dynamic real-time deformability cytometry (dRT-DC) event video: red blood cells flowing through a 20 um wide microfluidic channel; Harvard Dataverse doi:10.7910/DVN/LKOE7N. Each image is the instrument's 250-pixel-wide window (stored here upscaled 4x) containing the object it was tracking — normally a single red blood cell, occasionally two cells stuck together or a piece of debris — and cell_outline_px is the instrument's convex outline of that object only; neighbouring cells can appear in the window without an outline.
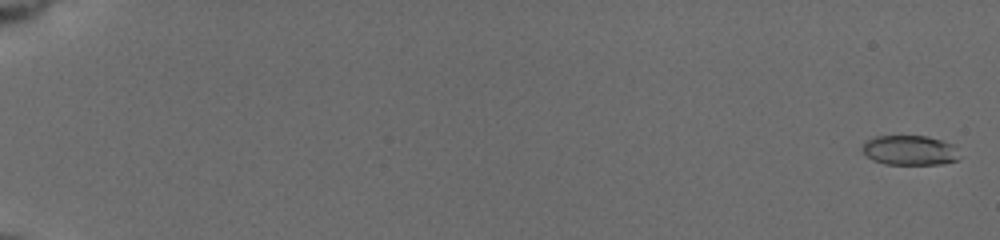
{"species": "common noctule bat (a hibernating species)", "species_latin": "Nyctalus noctula", "temperature_condition": "cold", "stored_images_in_passage": 58, "camera_frame_rate_fps": 3000, "um_per_image_px": 0.085, "animal": {"sex": "female", "body_mass_g": 19.5, "forearm_length_mm": 54.1}, "frame": {"image": 1, "passage_image": 2, "time_ms": 0.333, "image_size_px": [1000, 240], "cell_outline_px": [[964, 156], [956, 160], [940, 164], [884, 164], [872, 160], [860, 148], [864, 140], [872, 136], [928, 136], [956, 144]], "centroid_in_image_um": [77.38, 12.76], "position_along_channel_um": 7.6, "area_um2": 17.46}}
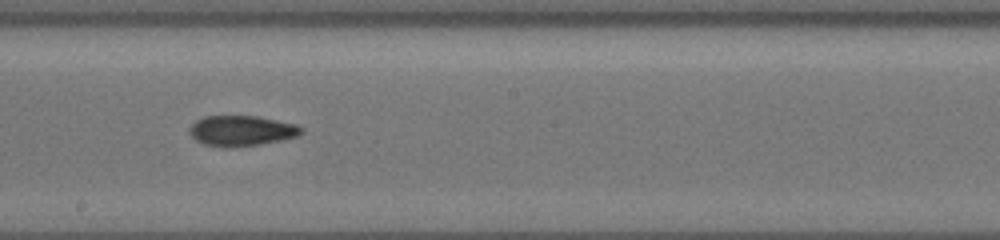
{"frame": {"image": 2, "passage_image": 36, "time_ms": 11.667, "image_size_px": [1000, 240], "cell_outline_px": [[304, 132], [300, 136], [260, 144], [224, 148], [204, 144], [196, 140], [188, 132], [188, 128], [196, 120], [204, 116], [256, 116], [296, 124], [304, 128]], "centroid_in_image_um": [20.53, 11.11], "position_along_channel_um": 227.7, "area_um2": 19.94}}
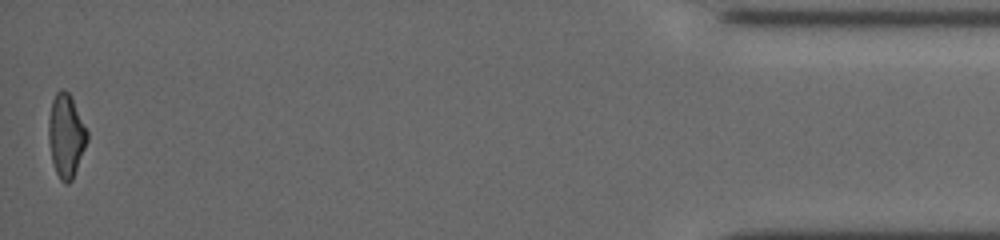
{"frame": {"image": 3, "passage_image": 58, "time_ms": 19.0, "image_size_px": [1000, 240], "cell_outline_px": [[88, 140], [72, 180], [68, 184], [64, 184], [60, 180], [56, 172], [52, 160], [48, 140], [48, 120], [52, 100], [56, 92], [60, 88], [64, 88], [68, 92], [88, 132]], "centroid_in_image_um": [5.6, 11.54], "position_along_channel_um": 429.6, "area_um2": 18.67}, "authors_computed_cell_mechanics": {"area_um2": 18.8139, "velocity_mm_per_s": 3.7768, "shape_relaxation_time_tau1_ms": 11.2762, "shape_relaxation_time_tau2_ms": 3.4149, "deformation_change_tau1": 0.296, "deformation_change_tau2": 0.101}}